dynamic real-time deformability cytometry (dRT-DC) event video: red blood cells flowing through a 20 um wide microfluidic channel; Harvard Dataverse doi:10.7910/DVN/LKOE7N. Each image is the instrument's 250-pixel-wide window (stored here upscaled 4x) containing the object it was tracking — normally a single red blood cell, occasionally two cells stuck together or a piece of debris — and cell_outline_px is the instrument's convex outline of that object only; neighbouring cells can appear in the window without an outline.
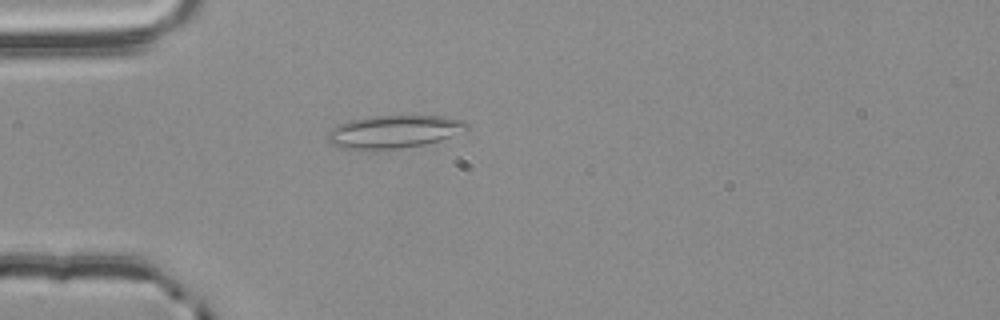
{"species": "common noctule bat (a hibernating species)", "species_latin": "Nyctalus noctula", "temperature_condition": "room temperature", "stored_images_in_passage": 3, "camera_frame_rate_fps": 3000, "um_per_image_px": 0.085, "animal": {"sex": "male", "body_mass_g": 20.4}, "frame": {"image": 1, "passage_image": 3, "time_ms": 0.667, "image_size_px": [1000, 320], "cell_outline_px": [[468, 132], [440, 140], [424, 144], [400, 148], [340, 148], [328, 144], [328, 132], [336, 124], [348, 120], [368, 116], [444, 116], [464, 120], [468, 124]], "centroid_in_image_um": [33.51, 11.17], "position_along_channel_um": 51.5, "area_um2": 26.76}}